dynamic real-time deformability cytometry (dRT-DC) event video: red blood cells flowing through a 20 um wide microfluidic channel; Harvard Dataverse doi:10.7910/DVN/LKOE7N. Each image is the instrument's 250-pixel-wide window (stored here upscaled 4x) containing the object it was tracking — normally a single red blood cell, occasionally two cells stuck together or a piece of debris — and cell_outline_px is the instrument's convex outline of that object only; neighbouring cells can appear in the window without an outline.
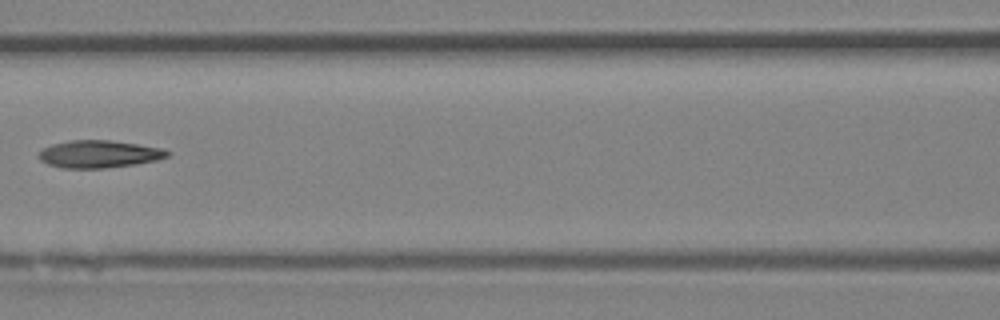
{"species": "Egyptian fruit bat (a non-hibernating species)", "species_latin": "Rousettus aegyptiacus", "temperature_condition": "room temperature", "stored_images_in_passage": 40, "camera_frame_rate_fps": 3000, "um_per_image_px": 0.085, "animal": {"sex": "female"}, "frame": {"image": 1, "passage_image": 18, "time_ms": 5.667, "image_size_px": [1000, 320], "cell_outline_px": [[172, 152], [168, 156], [156, 160], [136, 164], [104, 168], [60, 168], [48, 164], [40, 160], [40, 152], [44, 148], [52, 144], [72, 140], [108, 140], [136, 144], [160, 148]], "centroid_in_image_um": [8.42, 13.1], "position_along_channel_um": 158.2, "area_um2": 20.35}}